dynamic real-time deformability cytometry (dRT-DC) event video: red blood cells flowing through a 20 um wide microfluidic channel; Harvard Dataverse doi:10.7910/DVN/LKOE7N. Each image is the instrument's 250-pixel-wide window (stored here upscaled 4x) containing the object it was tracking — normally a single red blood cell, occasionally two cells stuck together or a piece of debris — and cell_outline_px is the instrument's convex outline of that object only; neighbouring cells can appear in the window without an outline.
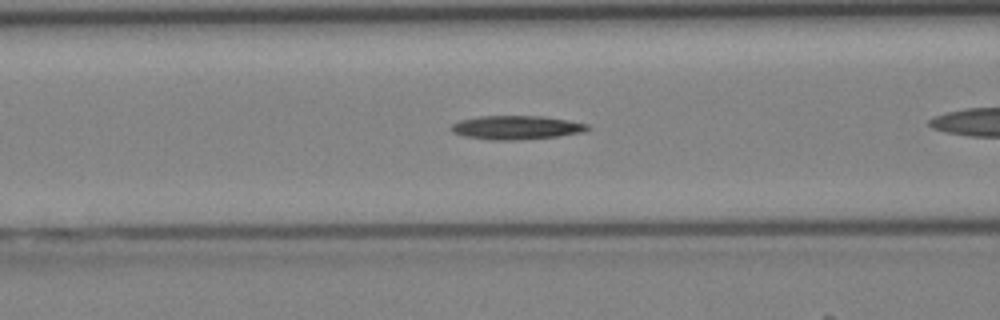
{"species": "Egyptian fruit bat (a non-hibernating species)", "species_latin": "Rousettus aegyptiacus", "temperature_condition": "cold", "stored_images_in_passage": 21, "camera_frame_rate_fps": 3000, "um_per_image_px": 0.085, "animal": {"sex": "female"}, "frame": {"image": 1, "passage_image": 4, "time_ms": 1.0, "image_size_px": [1000, 320], "cell_outline_px": [[592, 128], [584, 132], [560, 136], [516, 140], [492, 140], [464, 136], [452, 132], [448, 128], [452, 124], [460, 120], [480, 116], [544, 116], [568, 120], [588, 124]], "centroid_in_image_um": [43.9, 10.84], "position_along_channel_um": 122.7, "area_um2": 19.07}}